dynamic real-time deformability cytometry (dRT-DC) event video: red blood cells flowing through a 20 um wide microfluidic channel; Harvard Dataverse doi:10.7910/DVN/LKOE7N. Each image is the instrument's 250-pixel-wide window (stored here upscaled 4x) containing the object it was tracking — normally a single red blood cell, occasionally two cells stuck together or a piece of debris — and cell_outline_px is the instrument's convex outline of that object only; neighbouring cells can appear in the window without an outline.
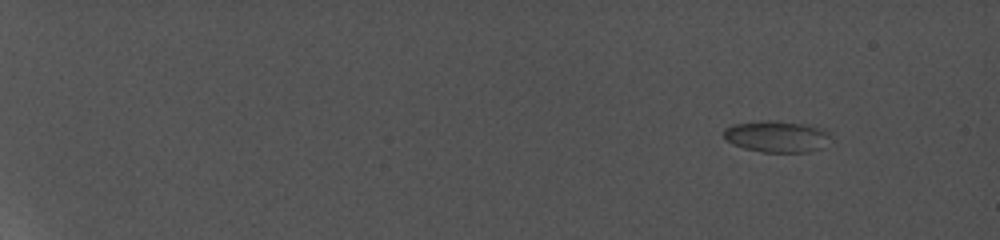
{"species": "common noctule bat (a hibernating species)", "species_latin": "Nyctalus noctula", "temperature_condition": "cold", "stored_images_in_passage": 10, "camera_frame_rate_fps": 5000, "um_per_image_px": 0.085, "animal": {"sex": "female", "body_mass_g": 19.0, "forearm_length_mm": 56.7}, "frame": {"image": 1, "passage_image": 3, "time_ms": 1.8, "image_size_px": [1000, 240], "cell_outline_px": [[828, 136], [804, 152], [764, 152], [748, 148], [736, 144], [728, 140], [724, 136], [724, 128], [736, 124], [804, 124], [816, 128], [824, 132]], "centroid_in_image_um": [65.86, 11.64], "position_along_channel_um": 19.1, "area_um2": 16.94}}
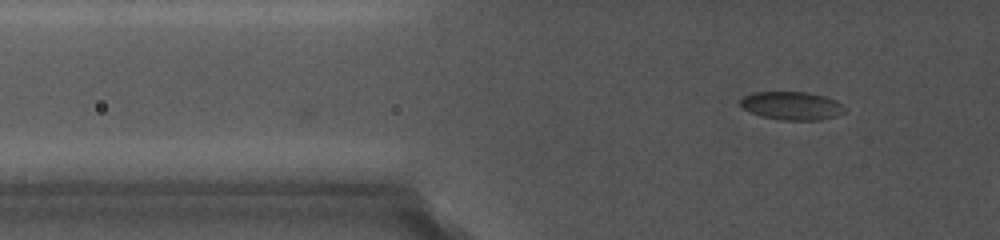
{"frame": {"image": 2, "passage_image": 10, "time_ms": 7.6, "image_size_px": [1000, 240], "cell_outline_px": [[844, 108], [832, 116], [812, 120], [788, 120], [764, 116], [752, 112], [744, 108], [740, 104], [740, 100], [744, 96], [752, 92], [808, 92], [824, 96], [836, 100]], "centroid_in_image_um": [67.23, 8.95], "position_along_channel_um": 58.6, "area_um2": 16.47}}